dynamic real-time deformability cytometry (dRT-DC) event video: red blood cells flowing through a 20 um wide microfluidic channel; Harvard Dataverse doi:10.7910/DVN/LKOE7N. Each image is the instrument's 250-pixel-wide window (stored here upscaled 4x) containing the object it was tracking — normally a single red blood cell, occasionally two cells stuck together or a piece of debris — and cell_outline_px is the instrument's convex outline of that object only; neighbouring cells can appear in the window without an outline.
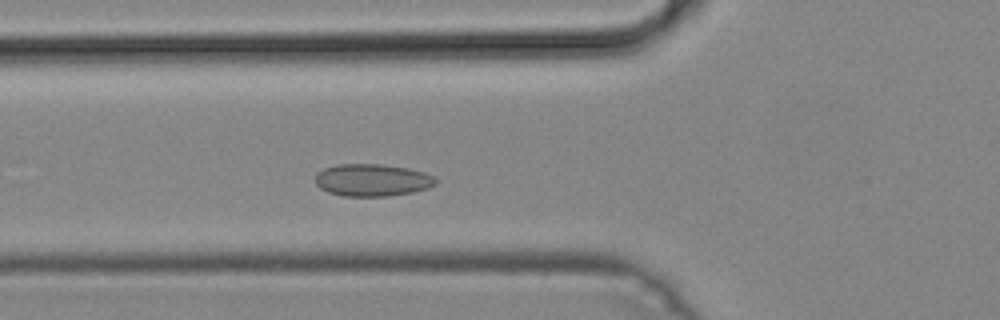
{"species": "common noctule bat (a hibernating species)", "species_latin": "Nyctalus noctula", "temperature_condition": "cold", "stored_images_in_passage": 45, "camera_frame_rate_fps": 3000, "um_per_image_px": 0.085, "animal": {"sex": "male", "body_mass_g": 19.2, "forearm_length_mm": 51.8}, "frame": {"image": 1, "passage_image": 13, "time_ms": 4.0, "image_size_px": [1000, 320], "cell_outline_px": [[436, 184], [428, 188], [412, 192], [388, 196], [344, 196], [328, 192], [320, 188], [316, 184], [316, 172], [324, 168], [336, 164], [380, 164], [408, 168], [424, 172], [436, 176]], "centroid_in_image_um": [31.64, 15.3], "position_along_channel_um": 94.2, "area_um2": 22.77}}
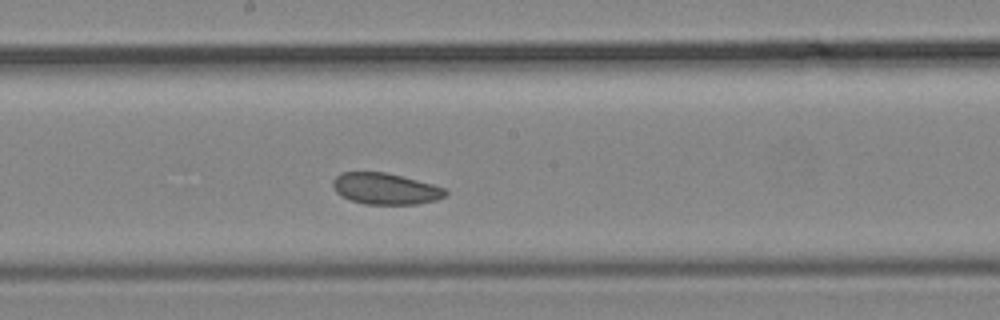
{"frame": {"image": 2, "passage_image": 22, "time_ms": 7.0, "image_size_px": [1000, 320], "cell_outline_px": [[448, 192], [444, 196], [436, 200], [416, 204], [364, 204], [352, 200], [336, 192], [332, 184], [332, 180], [340, 172], [384, 172], [432, 184], [444, 188]], "centroid_in_image_um": [32.74, 16.04], "position_along_channel_um": 215.5, "area_um2": 20.29}}
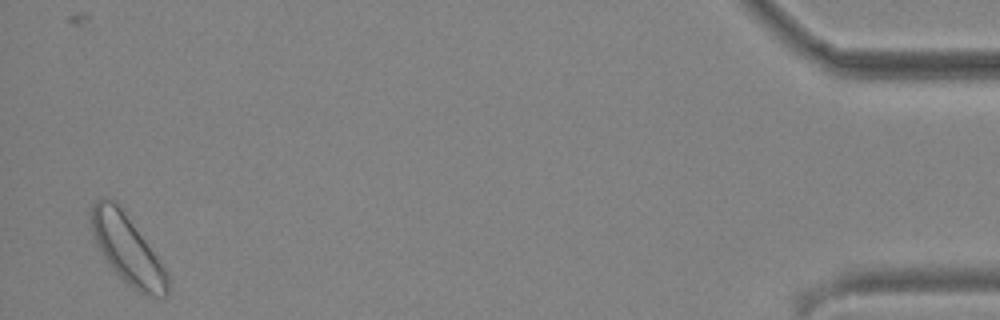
{"frame": {"image": 3, "passage_image": 44, "time_ms": 14.333, "image_size_px": [1000, 320], "cell_outline_px": [[168, 292], [164, 296], [144, 296], [132, 288], [108, 264], [96, 244], [92, 232], [92, 204], [100, 196], [104, 196], [116, 200], [160, 260], [168, 272]], "centroid_in_image_um": [10.83, 21.18], "position_along_channel_um": 424.4, "area_um2": 30.46}}